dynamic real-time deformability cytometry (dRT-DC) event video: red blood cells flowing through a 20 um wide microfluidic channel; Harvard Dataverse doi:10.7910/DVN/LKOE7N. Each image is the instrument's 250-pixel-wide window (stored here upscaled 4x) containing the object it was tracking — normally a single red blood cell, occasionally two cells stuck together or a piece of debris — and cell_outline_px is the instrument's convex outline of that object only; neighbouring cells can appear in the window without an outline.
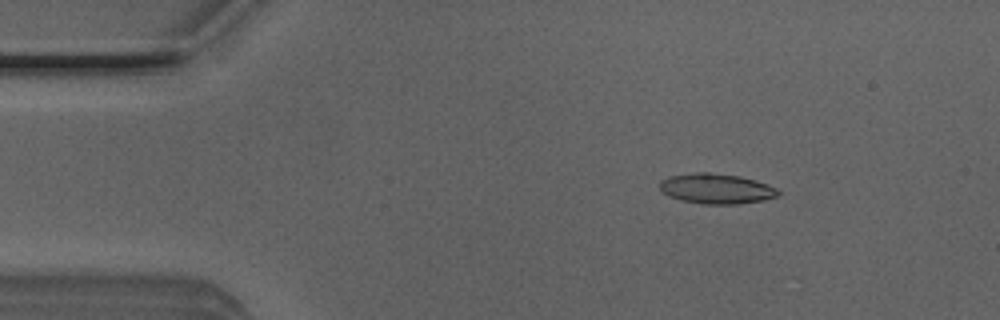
{"species": "Egyptian fruit bat (a non-hibernating species)", "species_latin": "Rousettus aegyptiacus", "temperature_condition": "room temperature", "stored_images_in_passage": 14, "camera_frame_rate_fps": 3000, "um_per_image_px": 0.085, "animal": {"sex": "male"}, "frame": {"image": 1, "passage_image": 6, "time_ms": 1.667, "image_size_px": [1000, 320], "cell_outline_px": [[780, 192], [776, 196], [764, 200], [736, 204], [704, 204], [680, 200], [668, 196], [660, 192], [660, 180], [668, 176], [700, 172], [708, 172], [740, 176], [756, 180], [776, 188]], "centroid_in_image_um": [60.85, 16.04], "position_along_channel_um": 24.2, "area_um2": 20.87}}